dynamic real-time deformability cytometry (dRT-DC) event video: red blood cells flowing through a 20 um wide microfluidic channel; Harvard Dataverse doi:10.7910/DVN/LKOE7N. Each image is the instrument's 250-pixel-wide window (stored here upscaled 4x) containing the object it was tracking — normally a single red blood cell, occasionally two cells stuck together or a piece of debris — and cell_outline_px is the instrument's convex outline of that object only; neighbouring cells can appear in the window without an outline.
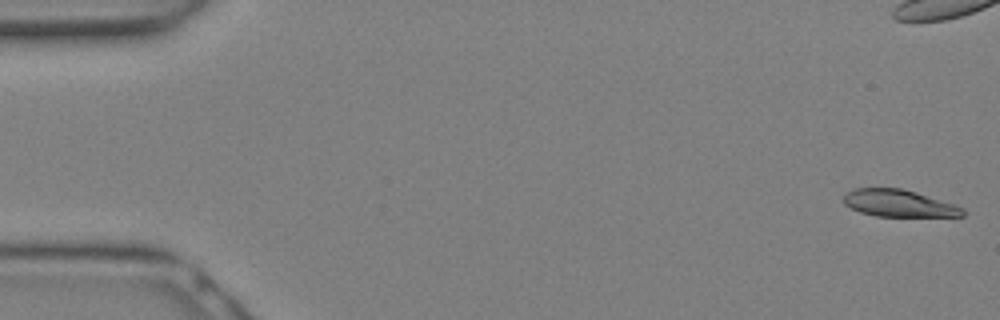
{"species": "Egyptian fruit bat (a non-hibernating species)", "species_latin": "Rousettus aegyptiacus", "temperature_condition": "warm", "stored_images_in_passage": 15, "camera_frame_rate_fps": 3000, "um_per_image_px": 0.085, "animal": {"sex": "female"}, "frame": {"image": 1, "passage_image": 1, "time_ms": 0.0, "image_size_px": [1000, 320], "cell_outline_px": [[964, 216], [876, 216], [860, 212], [844, 204], [844, 196], [848, 192], [856, 188], [900, 188], [916, 192], [964, 208]], "centroid_in_image_um": [76.38, 17.28], "position_along_channel_um": 8.6, "area_um2": 18.44}}
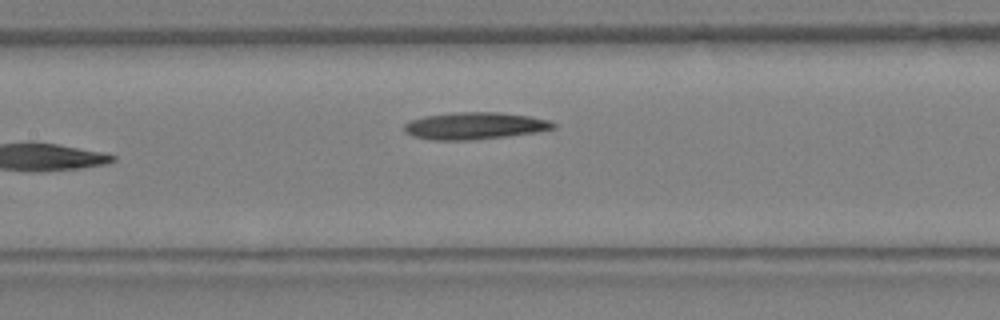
{"frame": {"image": 2, "passage_image": 15, "time_ms": 4.667, "image_size_px": [1000, 320], "cell_outline_px": [[556, 128], [540, 132], [508, 136], [468, 140], [432, 140], [412, 136], [404, 132], [404, 124], [408, 120], [424, 116], [452, 112], [500, 112], [532, 116], [548, 120], [556, 124]], "centroid_in_image_um": [40.35, 10.69], "position_along_channel_um": 167.0, "area_um2": 23.87}}